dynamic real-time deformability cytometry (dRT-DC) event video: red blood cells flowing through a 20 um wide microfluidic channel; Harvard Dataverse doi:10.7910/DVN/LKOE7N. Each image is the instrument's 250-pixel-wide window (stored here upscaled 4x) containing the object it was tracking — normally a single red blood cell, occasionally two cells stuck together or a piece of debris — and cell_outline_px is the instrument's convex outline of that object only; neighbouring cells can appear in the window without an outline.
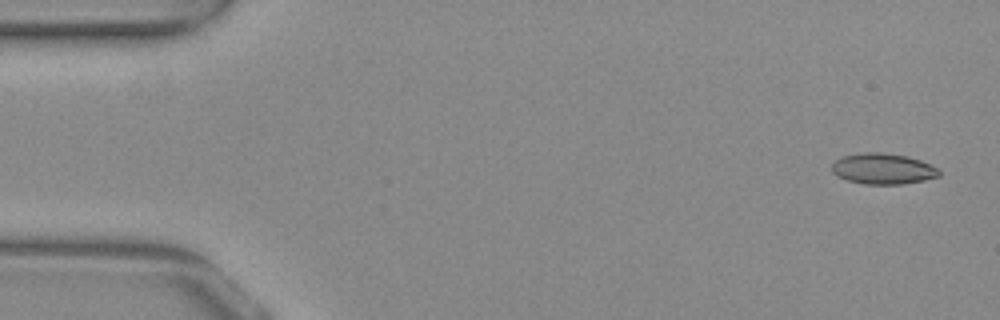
{"species": "common noctule bat (a hibernating species)", "species_latin": "Nyctalus noctula", "temperature_condition": "warm", "stored_images_in_passage": 53, "camera_frame_rate_fps": 3000, "um_per_image_px": 0.085, "animal": {"sex": "female", "body_mass_g": 29.2, "forearm_length_mm": 56.3}, "frame": {"image": 1, "passage_image": 2, "time_ms": 0.333, "image_size_px": [1000, 320], "cell_outline_px": [[940, 176], [924, 180], [900, 184], [864, 184], [848, 180], [832, 172], [832, 164], [836, 160], [844, 156], [860, 152], [884, 152], [908, 156], [920, 160], [940, 168]], "centroid_in_image_um": [75.09, 14.33], "position_along_channel_um": 9.9, "area_um2": 19.31}}
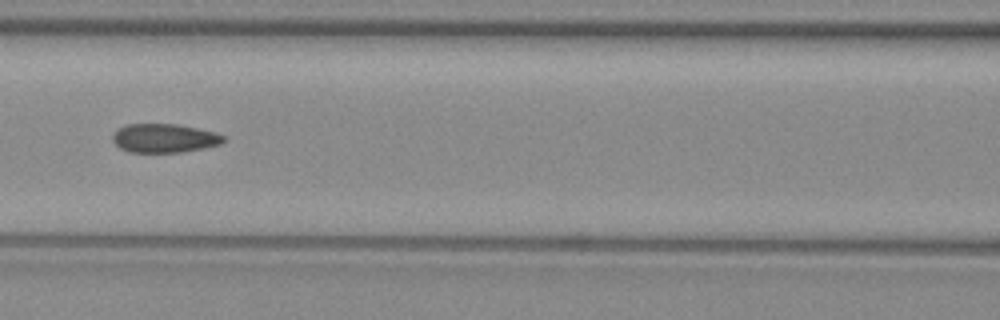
{"frame": {"image": 2, "passage_image": 23, "time_ms": 7.333, "image_size_px": [1000, 320], "cell_outline_px": [[224, 140], [220, 144], [204, 148], [180, 152], [128, 152], [120, 148], [112, 140], [112, 132], [124, 124], [176, 124], [216, 132], [224, 136]], "centroid_in_image_um": [13.92, 11.74], "position_along_channel_um": 152.7, "area_um2": 18.67}}
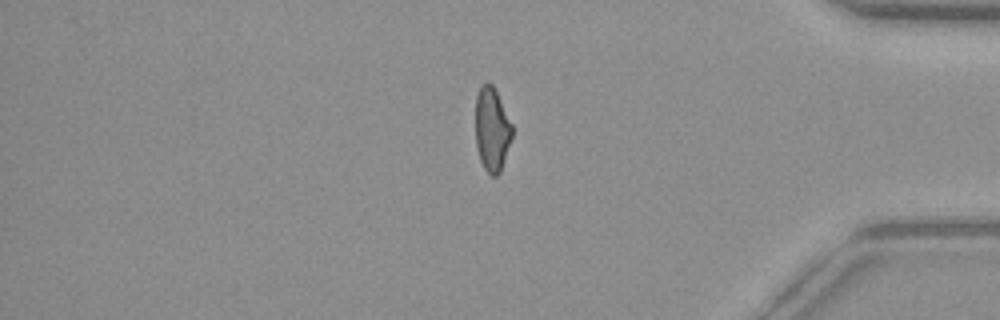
{"frame": {"image": 3, "passage_image": 44, "time_ms": 14.333, "image_size_px": [1000, 320], "cell_outline_px": [[512, 136], [500, 172], [496, 176], [492, 176], [484, 168], [480, 160], [476, 148], [476, 96], [480, 84], [488, 80], [492, 84], [512, 124]], "centroid_in_image_um": [41.79, 10.97], "position_along_channel_um": 393.4, "area_um2": 17.86}}